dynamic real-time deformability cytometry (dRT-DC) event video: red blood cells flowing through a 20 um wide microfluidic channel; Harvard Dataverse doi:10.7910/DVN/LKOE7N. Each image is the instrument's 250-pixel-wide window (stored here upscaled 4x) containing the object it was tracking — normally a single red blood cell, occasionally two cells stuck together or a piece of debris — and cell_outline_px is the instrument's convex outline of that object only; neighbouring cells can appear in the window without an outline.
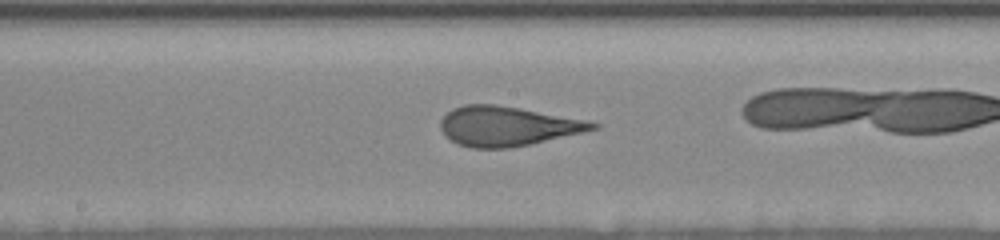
{"species": "human", "species_latin": "Homo sapiens", "temperature_condition": "room temperature", "stored_images_in_passage": 21, "camera_frame_rate_fps": 3000, "um_per_image_px": 0.085, "donor": {"sex": "female"}, "frame": {"image": 1, "passage_image": 16, "time_ms": 8.667, "image_size_px": [1000, 240], "cell_outline_px": [[600, 128], [528, 144], [508, 148], [472, 148], [456, 144], [448, 140], [444, 136], [440, 128], [440, 120], [452, 108], [464, 104], [496, 104], [520, 108], [588, 120], [600, 124]], "centroid_in_image_um": [43.07, 10.72], "position_along_channel_um": 205.1, "area_um2": 35.14}}